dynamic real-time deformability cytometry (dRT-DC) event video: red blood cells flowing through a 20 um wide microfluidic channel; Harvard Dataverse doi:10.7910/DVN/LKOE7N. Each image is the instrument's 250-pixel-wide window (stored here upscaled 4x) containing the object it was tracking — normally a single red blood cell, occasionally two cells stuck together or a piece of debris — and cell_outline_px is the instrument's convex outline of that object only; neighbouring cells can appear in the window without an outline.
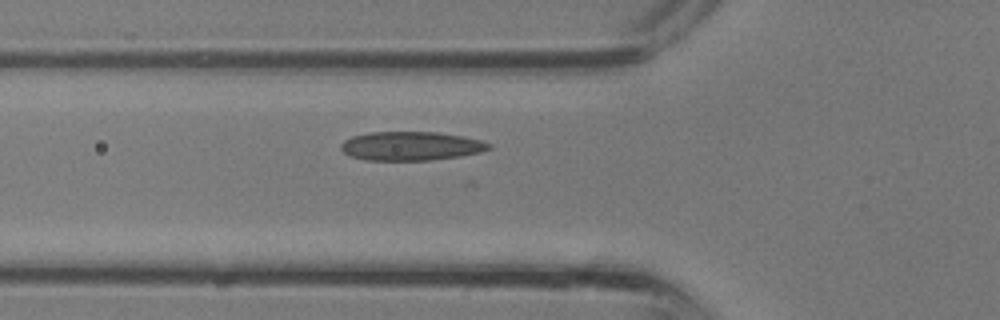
{"species": "common noctule bat (a hibernating species)", "species_latin": "Nyctalus noctula", "temperature_condition": "room temperature", "stored_images_in_passage": 25, "camera_frame_rate_fps": 3000, "um_per_image_px": 0.085, "animal": {"sex": "male", "body_mass_g": 13.3}, "frame": {"image": 1, "passage_image": 6, "time_ms": 1.667, "image_size_px": [1000, 320], "cell_outline_px": [[492, 148], [480, 152], [460, 156], [428, 160], [368, 160], [352, 156], [344, 152], [340, 148], [340, 144], [344, 140], [352, 136], [368, 132], [436, 132], [460, 136], [480, 140], [488, 144]], "centroid_in_image_um": [34.89, 12.41], "position_along_channel_um": 90.9, "area_um2": 24.62}}
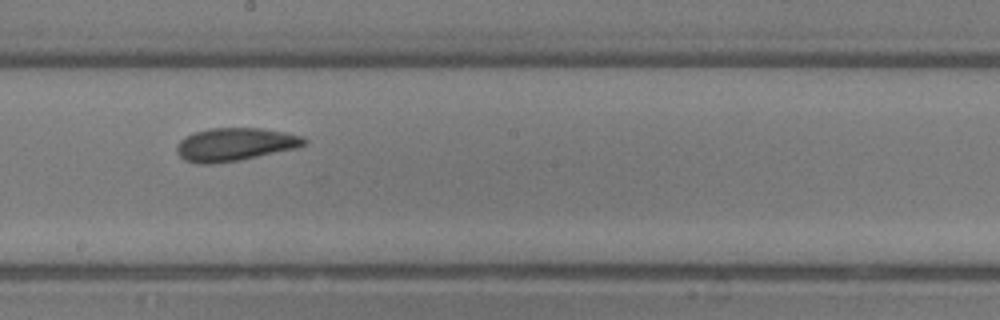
{"frame": {"image": 2, "passage_image": 13, "time_ms": 4.0, "image_size_px": [1000, 320], "cell_outline_px": [[308, 140], [304, 144], [292, 148], [236, 160], [208, 164], [204, 164], [188, 160], [180, 156], [176, 148], [180, 140], [196, 132], [208, 128], [264, 128], [284, 132], [300, 136]], "centroid_in_image_um": [19.95, 12.25], "position_along_channel_um": 228.3, "area_um2": 23.64}}
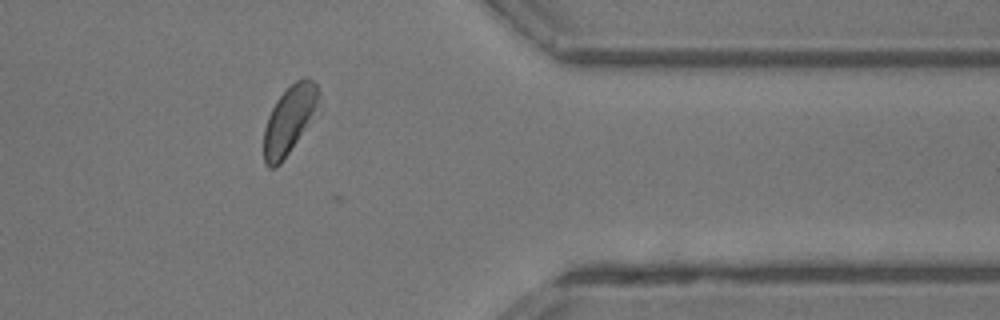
{"frame": {"image": 3, "passage_image": 22, "time_ms": 7.0, "image_size_px": [1000, 320], "cell_outline_px": [[320, 112], [280, 164], [276, 168], [268, 168], [264, 164], [264, 128], [268, 116], [276, 100], [296, 80], [304, 76], [308, 76], [316, 84], [320, 92]], "centroid_in_image_um": [24.66, 10.18], "position_along_channel_um": 386.7, "area_um2": 22.54}}